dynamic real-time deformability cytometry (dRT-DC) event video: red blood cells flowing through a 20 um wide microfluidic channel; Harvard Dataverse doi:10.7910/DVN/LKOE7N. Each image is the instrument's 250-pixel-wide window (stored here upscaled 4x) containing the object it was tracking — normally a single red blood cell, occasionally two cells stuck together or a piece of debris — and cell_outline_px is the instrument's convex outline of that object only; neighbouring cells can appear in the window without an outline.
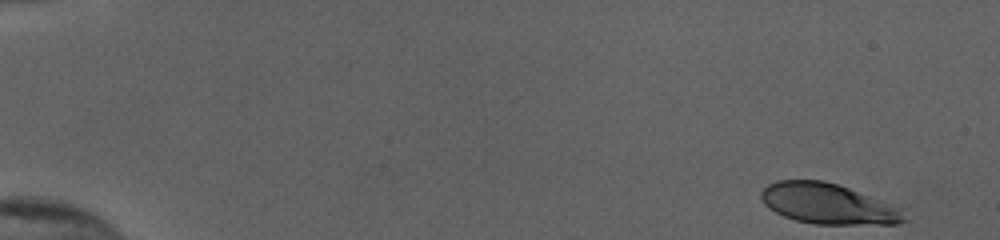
{"species": "human", "species_latin": "Homo sapiens", "temperature_condition": "cold", "stored_images_in_passage": 12, "camera_frame_rate_fps": 3000, "um_per_image_px": 0.085, "donor": {"sex": "female"}, "frame": {"image": 1, "passage_image": 1, "time_ms": 0.0, "image_size_px": [1000, 240], "cell_outline_px": [[904, 220], [896, 224], [816, 224], [796, 220], [784, 216], [768, 208], [764, 204], [760, 196], [760, 192], [768, 184], [776, 180], [824, 180], [848, 188], [892, 204], [900, 208]], "centroid_in_image_um": [70.31, 17.31], "position_along_channel_um": 14.7, "area_um2": 33.41}}